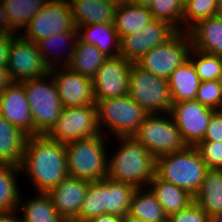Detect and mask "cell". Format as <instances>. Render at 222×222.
Segmentation results:
<instances>
[{
  "label": "cell",
  "instance_id": "cell-16",
  "mask_svg": "<svg viewBox=\"0 0 222 222\" xmlns=\"http://www.w3.org/2000/svg\"><path fill=\"white\" fill-rule=\"evenodd\" d=\"M63 107L96 105L92 79L67 66L50 69Z\"/></svg>",
  "mask_w": 222,
  "mask_h": 222
},
{
  "label": "cell",
  "instance_id": "cell-51",
  "mask_svg": "<svg viewBox=\"0 0 222 222\" xmlns=\"http://www.w3.org/2000/svg\"><path fill=\"white\" fill-rule=\"evenodd\" d=\"M217 4H218L219 11H221L222 10V0H217Z\"/></svg>",
  "mask_w": 222,
  "mask_h": 222
},
{
  "label": "cell",
  "instance_id": "cell-50",
  "mask_svg": "<svg viewBox=\"0 0 222 222\" xmlns=\"http://www.w3.org/2000/svg\"><path fill=\"white\" fill-rule=\"evenodd\" d=\"M105 2L111 3L113 5L120 6L121 4L127 2V0H104Z\"/></svg>",
  "mask_w": 222,
  "mask_h": 222
},
{
  "label": "cell",
  "instance_id": "cell-34",
  "mask_svg": "<svg viewBox=\"0 0 222 222\" xmlns=\"http://www.w3.org/2000/svg\"><path fill=\"white\" fill-rule=\"evenodd\" d=\"M106 178L90 181L78 217L73 222H86L92 217L105 214Z\"/></svg>",
  "mask_w": 222,
  "mask_h": 222
},
{
  "label": "cell",
  "instance_id": "cell-15",
  "mask_svg": "<svg viewBox=\"0 0 222 222\" xmlns=\"http://www.w3.org/2000/svg\"><path fill=\"white\" fill-rule=\"evenodd\" d=\"M133 63L123 57L108 58L92 78L94 98H117L129 94V75Z\"/></svg>",
  "mask_w": 222,
  "mask_h": 222
},
{
  "label": "cell",
  "instance_id": "cell-1",
  "mask_svg": "<svg viewBox=\"0 0 222 222\" xmlns=\"http://www.w3.org/2000/svg\"><path fill=\"white\" fill-rule=\"evenodd\" d=\"M20 169L31 179L37 192L48 193L68 176L66 145L47 135L28 137Z\"/></svg>",
  "mask_w": 222,
  "mask_h": 222
},
{
  "label": "cell",
  "instance_id": "cell-28",
  "mask_svg": "<svg viewBox=\"0 0 222 222\" xmlns=\"http://www.w3.org/2000/svg\"><path fill=\"white\" fill-rule=\"evenodd\" d=\"M146 188L142 187L135 190L131 199L129 214L143 222H167L168 216L163 207L152 191L148 187Z\"/></svg>",
  "mask_w": 222,
  "mask_h": 222
},
{
  "label": "cell",
  "instance_id": "cell-38",
  "mask_svg": "<svg viewBox=\"0 0 222 222\" xmlns=\"http://www.w3.org/2000/svg\"><path fill=\"white\" fill-rule=\"evenodd\" d=\"M195 100L215 110H222L221 80L202 81L198 87Z\"/></svg>",
  "mask_w": 222,
  "mask_h": 222
},
{
  "label": "cell",
  "instance_id": "cell-26",
  "mask_svg": "<svg viewBox=\"0 0 222 222\" xmlns=\"http://www.w3.org/2000/svg\"><path fill=\"white\" fill-rule=\"evenodd\" d=\"M194 201L209 217L222 213V170L208 169Z\"/></svg>",
  "mask_w": 222,
  "mask_h": 222
},
{
  "label": "cell",
  "instance_id": "cell-40",
  "mask_svg": "<svg viewBox=\"0 0 222 222\" xmlns=\"http://www.w3.org/2000/svg\"><path fill=\"white\" fill-rule=\"evenodd\" d=\"M209 216L194 201L185 209L168 216L167 222H208Z\"/></svg>",
  "mask_w": 222,
  "mask_h": 222
},
{
  "label": "cell",
  "instance_id": "cell-17",
  "mask_svg": "<svg viewBox=\"0 0 222 222\" xmlns=\"http://www.w3.org/2000/svg\"><path fill=\"white\" fill-rule=\"evenodd\" d=\"M0 115L28 137L40 135L34 128L23 85L12 82L0 93Z\"/></svg>",
  "mask_w": 222,
  "mask_h": 222
},
{
  "label": "cell",
  "instance_id": "cell-43",
  "mask_svg": "<svg viewBox=\"0 0 222 222\" xmlns=\"http://www.w3.org/2000/svg\"><path fill=\"white\" fill-rule=\"evenodd\" d=\"M0 34L4 35L16 34L9 25V20L1 1H0Z\"/></svg>",
  "mask_w": 222,
  "mask_h": 222
},
{
  "label": "cell",
  "instance_id": "cell-7",
  "mask_svg": "<svg viewBox=\"0 0 222 222\" xmlns=\"http://www.w3.org/2000/svg\"><path fill=\"white\" fill-rule=\"evenodd\" d=\"M96 106L99 130L104 135L103 126L116 137L133 136L147 115L129 95L99 100Z\"/></svg>",
  "mask_w": 222,
  "mask_h": 222
},
{
  "label": "cell",
  "instance_id": "cell-44",
  "mask_svg": "<svg viewBox=\"0 0 222 222\" xmlns=\"http://www.w3.org/2000/svg\"><path fill=\"white\" fill-rule=\"evenodd\" d=\"M123 217L113 214H101L87 220L86 222H122Z\"/></svg>",
  "mask_w": 222,
  "mask_h": 222
},
{
  "label": "cell",
  "instance_id": "cell-13",
  "mask_svg": "<svg viewBox=\"0 0 222 222\" xmlns=\"http://www.w3.org/2000/svg\"><path fill=\"white\" fill-rule=\"evenodd\" d=\"M177 32L170 24L154 19L144 28L120 38V57L136 63L149 50L166 43Z\"/></svg>",
  "mask_w": 222,
  "mask_h": 222
},
{
  "label": "cell",
  "instance_id": "cell-21",
  "mask_svg": "<svg viewBox=\"0 0 222 222\" xmlns=\"http://www.w3.org/2000/svg\"><path fill=\"white\" fill-rule=\"evenodd\" d=\"M188 33L192 48L222 57V20L218 15L198 22Z\"/></svg>",
  "mask_w": 222,
  "mask_h": 222
},
{
  "label": "cell",
  "instance_id": "cell-36",
  "mask_svg": "<svg viewBox=\"0 0 222 222\" xmlns=\"http://www.w3.org/2000/svg\"><path fill=\"white\" fill-rule=\"evenodd\" d=\"M218 12L217 0H185L182 31L188 32L198 22L215 17Z\"/></svg>",
  "mask_w": 222,
  "mask_h": 222
},
{
  "label": "cell",
  "instance_id": "cell-27",
  "mask_svg": "<svg viewBox=\"0 0 222 222\" xmlns=\"http://www.w3.org/2000/svg\"><path fill=\"white\" fill-rule=\"evenodd\" d=\"M107 59L108 57L96 46L84 43L78 38L67 67L72 71L92 79Z\"/></svg>",
  "mask_w": 222,
  "mask_h": 222
},
{
  "label": "cell",
  "instance_id": "cell-35",
  "mask_svg": "<svg viewBox=\"0 0 222 222\" xmlns=\"http://www.w3.org/2000/svg\"><path fill=\"white\" fill-rule=\"evenodd\" d=\"M188 59L192 62L201 82L221 80L222 57L192 48Z\"/></svg>",
  "mask_w": 222,
  "mask_h": 222
},
{
  "label": "cell",
  "instance_id": "cell-45",
  "mask_svg": "<svg viewBox=\"0 0 222 222\" xmlns=\"http://www.w3.org/2000/svg\"><path fill=\"white\" fill-rule=\"evenodd\" d=\"M12 83L7 68H0V93Z\"/></svg>",
  "mask_w": 222,
  "mask_h": 222
},
{
  "label": "cell",
  "instance_id": "cell-25",
  "mask_svg": "<svg viewBox=\"0 0 222 222\" xmlns=\"http://www.w3.org/2000/svg\"><path fill=\"white\" fill-rule=\"evenodd\" d=\"M200 83V78L188 59L168 79L172 103L195 100Z\"/></svg>",
  "mask_w": 222,
  "mask_h": 222
},
{
  "label": "cell",
  "instance_id": "cell-19",
  "mask_svg": "<svg viewBox=\"0 0 222 222\" xmlns=\"http://www.w3.org/2000/svg\"><path fill=\"white\" fill-rule=\"evenodd\" d=\"M77 32L82 42L96 46L106 57H120V38L114 23L78 26Z\"/></svg>",
  "mask_w": 222,
  "mask_h": 222
},
{
  "label": "cell",
  "instance_id": "cell-23",
  "mask_svg": "<svg viewBox=\"0 0 222 222\" xmlns=\"http://www.w3.org/2000/svg\"><path fill=\"white\" fill-rule=\"evenodd\" d=\"M154 20L148 6L125 2L116 7L114 27L119 38L144 28Z\"/></svg>",
  "mask_w": 222,
  "mask_h": 222
},
{
  "label": "cell",
  "instance_id": "cell-8",
  "mask_svg": "<svg viewBox=\"0 0 222 222\" xmlns=\"http://www.w3.org/2000/svg\"><path fill=\"white\" fill-rule=\"evenodd\" d=\"M162 116L147 114L133 135L155 158L187 147L172 116Z\"/></svg>",
  "mask_w": 222,
  "mask_h": 222
},
{
  "label": "cell",
  "instance_id": "cell-3",
  "mask_svg": "<svg viewBox=\"0 0 222 222\" xmlns=\"http://www.w3.org/2000/svg\"><path fill=\"white\" fill-rule=\"evenodd\" d=\"M208 168L195 146L156 158L155 174L189 192L192 196L198 192Z\"/></svg>",
  "mask_w": 222,
  "mask_h": 222
},
{
  "label": "cell",
  "instance_id": "cell-32",
  "mask_svg": "<svg viewBox=\"0 0 222 222\" xmlns=\"http://www.w3.org/2000/svg\"><path fill=\"white\" fill-rule=\"evenodd\" d=\"M20 165L0 164V212L18 210L20 193L17 176ZM17 174V175H15Z\"/></svg>",
  "mask_w": 222,
  "mask_h": 222
},
{
  "label": "cell",
  "instance_id": "cell-12",
  "mask_svg": "<svg viewBox=\"0 0 222 222\" xmlns=\"http://www.w3.org/2000/svg\"><path fill=\"white\" fill-rule=\"evenodd\" d=\"M12 82L39 78L50 73V68L39 53L37 44L18 35L13 41L7 64Z\"/></svg>",
  "mask_w": 222,
  "mask_h": 222
},
{
  "label": "cell",
  "instance_id": "cell-9",
  "mask_svg": "<svg viewBox=\"0 0 222 222\" xmlns=\"http://www.w3.org/2000/svg\"><path fill=\"white\" fill-rule=\"evenodd\" d=\"M191 49L192 42L189 33L178 31L166 43L149 50L136 64L168 80L171 74L188 60Z\"/></svg>",
  "mask_w": 222,
  "mask_h": 222
},
{
  "label": "cell",
  "instance_id": "cell-18",
  "mask_svg": "<svg viewBox=\"0 0 222 222\" xmlns=\"http://www.w3.org/2000/svg\"><path fill=\"white\" fill-rule=\"evenodd\" d=\"M90 181L67 176L47 194L52 199L58 214L73 222L79 215Z\"/></svg>",
  "mask_w": 222,
  "mask_h": 222
},
{
  "label": "cell",
  "instance_id": "cell-42",
  "mask_svg": "<svg viewBox=\"0 0 222 222\" xmlns=\"http://www.w3.org/2000/svg\"><path fill=\"white\" fill-rule=\"evenodd\" d=\"M18 35V33L8 35L0 34V68H7L12 41Z\"/></svg>",
  "mask_w": 222,
  "mask_h": 222
},
{
  "label": "cell",
  "instance_id": "cell-11",
  "mask_svg": "<svg viewBox=\"0 0 222 222\" xmlns=\"http://www.w3.org/2000/svg\"><path fill=\"white\" fill-rule=\"evenodd\" d=\"M100 133L97 106L88 105L63 107L56 124L46 135L50 139L66 144Z\"/></svg>",
  "mask_w": 222,
  "mask_h": 222
},
{
  "label": "cell",
  "instance_id": "cell-30",
  "mask_svg": "<svg viewBox=\"0 0 222 222\" xmlns=\"http://www.w3.org/2000/svg\"><path fill=\"white\" fill-rule=\"evenodd\" d=\"M77 40H78V32L77 31H66V32H62L58 35H54L49 38L42 39V40L36 42V44H37L39 53L43 56L44 61L51 69V68L57 67V64L59 65V63H60L59 61H61V59L63 58L62 57L63 55H61L62 51L61 52L59 51L60 55H61L60 56L57 51L58 50L57 46H59V48L61 47V49H64L61 45L66 43L67 44L66 47H68V44H70V46H69L70 48L68 47V50L66 51L67 52V54L65 55L66 58L62 59L63 66H67L71 60L72 54H73L74 49L76 47ZM66 44H64L63 46L65 47ZM53 48L54 49L56 48L57 50L54 51ZM51 51L52 52L54 51V53H52ZM50 52L52 53V56L54 55L58 59H55V57H54L53 60H51L52 57H50L51 56ZM63 52L65 53V51H63ZM54 59L58 63L54 64L53 63V61L55 62ZM57 60H59V61H57Z\"/></svg>",
  "mask_w": 222,
  "mask_h": 222
},
{
  "label": "cell",
  "instance_id": "cell-22",
  "mask_svg": "<svg viewBox=\"0 0 222 222\" xmlns=\"http://www.w3.org/2000/svg\"><path fill=\"white\" fill-rule=\"evenodd\" d=\"M147 187L156 196L167 216L185 209L194 202V196L189 192L160 179L156 174Z\"/></svg>",
  "mask_w": 222,
  "mask_h": 222
},
{
  "label": "cell",
  "instance_id": "cell-10",
  "mask_svg": "<svg viewBox=\"0 0 222 222\" xmlns=\"http://www.w3.org/2000/svg\"><path fill=\"white\" fill-rule=\"evenodd\" d=\"M19 34L27 40L38 42L66 31H77L68 0H48Z\"/></svg>",
  "mask_w": 222,
  "mask_h": 222
},
{
  "label": "cell",
  "instance_id": "cell-49",
  "mask_svg": "<svg viewBox=\"0 0 222 222\" xmlns=\"http://www.w3.org/2000/svg\"><path fill=\"white\" fill-rule=\"evenodd\" d=\"M208 222H222V213L210 216Z\"/></svg>",
  "mask_w": 222,
  "mask_h": 222
},
{
  "label": "cell",
  "instance_id": "cell-39",
  "mask_svg": "<svg viewBox=\"0 0 222 222\" xmlns=\"http://www.w3.org/2000/svg\"><path fill=\"white\" fill-rule=\"evenodd\" d=\"M195 147L208 169L222 170V141H200Z\"/></svg>",
  "mask_w": 222,
  "mask_h": 222
},
{
  "label": "cell",
  "instance_id": "cell-31",
  "mask_svg": "<svg viewBox=\"0 0 222 222\" xmlns=\"http://www.w3.org/2000/svg\"><path fill=\"white\" fill-rule=\"evenodd\" d=\"M137 188L106 177L105 213L123 217L129 213L130 203Z\"/></svg>",
  "mask_w": 222,
  "mask_h": 222
},
{
  "label": "cell",
  "instance_id": "cell-5",
  "mask_svg": "<svg viewBox=\"0 0 222 222\" xmlns=\"http://www.w3.org/2000/svg\"><path fill=\"white\" fill-rule=\"evenodd\" d=\"M20 83L29 102L34 128L40 135H46L63 109L55 82L49 73Z\"/></svg>",
  "mask_w": 222,
  "mask_h": 222
},
{
  "label": "cell",
  "instance_id": "cell-6",
  "mask_svg": "<svg viewBox=\"0 0 222 222\" xmlns=\"http://www.w3.org/2000/svg\"><path fill=\"white\" fill-rule=\"evenodd\" d=\"M128 95L147 114L165 112L168 115L173 105L168 80L142 69L136 63L130 69Z\"/></svg>",
  "mask_w": 222,
  "mask_h": 222
},
{
  "label": "cell",
  "instance_id": "cell-37",
  "mask_svg": "<svg viewBox=\"0 0 222 222\" xmlns=\"http://www.w3.org/2000/svg\"><path fill=\"white\" fill-rule=\"evenodd\" d=\"M185 0H153L148 6L154 19L164 21L177 31H182V16Z\"/></svg>",
  "mask_w": 222,
  "mask_h": 222
},
{
  "label": "cell",
  "instance_id": "cell-20",
  "mask_svg": "<svg viewBox=\"0 0 222 222\" xmlns=\"http://www.w3.org/2000/svg\"><path fill=\"white\" fill-rule=\"evenodd\" d=\"M76 28L114 23L116 6L104 0H68Z\"/></svg>",
  "mask_w": 222,
  "mask_h": 222
},
{
  "label": "cell",
  "instance_id": "cell-14",
  "mask_svg": "<svg viewBox=\"0 0 222 222\" xmlns=\"http://www.w3.org/2000/svg\"><path fill=\"white\" fill-rule=\"evenodd\" d=\"M216 110L197 100L173 103L168 116H172L187 146L203 141L209 120Z\"/></svg>",
  "mask_w": 222,
  "mask_h": 222
},
{
  "label": "cell",
  "instance_id": "cell-48",
  "mask_svg": "<svg viewBox=\"0 0 222 222\" xmlns=\"http://www.w3.org/2000/svg\"><path fill=\"white\" fill-rule=\"evenodd\" d=\"M153 0H127L128 3L149 6Z\"/></svg>",
  "mask_w": 222,
  "mask_h": 222
},
{
  "label": "cell",
  "instance_id": "cell-47",
  "mask_svg": "<svg viewBox=\"0 0 222 222\" xmlns=\"http://www.w3.org/2000/svg\"><path fill=\"white\" fill-rule=\"evenodd\" d=\"M122 222H143L141 219L130 215L129 213L123 216Z\"/></svg>",
  "mask_w": 222,
  "mask_h": 222
},
{
  "label": "cell",
  "instance_id": "cell-33",
  "mask_svg": "<svg viewBox=\"0 0 222 222\" xmlns=\"http://www.w3.org/2000/svg\"><path fill=\"white\" fill-rule=\"evenodd\" d=\"M7 14L9 25L16 33L25 28L32 17L48 0H0Z\"/></svg>",
  "mask_w": 222,
  "mask_h": 222
},
{
  "label": "cell",
  "instance_id": "cell-41",
  "mask_svg": "<svg viewBox=\"0 0 222 222\" xmlns=\"http://www.w3.org/2000/svg\"><path fill=\"white\" fill-rule=\"evenodd\" d=\"M203 141H222V110H216L212 114Z\"/></svg>",
  "mask_w": 222,
  "mask_h": 222
},
{
  "label": "cell",
  "instance_id": "cell-4",
  "mask_svg": "<svg viewBox=\"0 0 222 222\" xmlns=\"http://www.w3.org/2000/svg\"><path fill=\"white\" fill-rule=\"evenodd\" d=\"M104 134L66 143L68 175L88 181L107 177L108 158Z\"/></svg>",
  "mask_w": 222,
  "mask_h": 222
},
{
  "label": "cell",
  "instance_id": "cell-24",
  "mask_svg": "<svg viewBox=\"0 0 222 222\" xmlns=\"http://www.w3.org/2000/svg\"><path fill=\"white\" fill-rule=\"evenodd\" d=\"M27 138L0 115V164L20 165Z\"/></svg>",
  "mask_w": 222,
  "mask_h": 222
},
{
  "label": "cell",
  "instance_id": "cell-52",
  "mask_svg": "<svg viewBox=\"0 0 222 222\" xmlns=\"http://www.w3.org/2000/svg\"><path fill=\"white\" fill-rule=\"evenodd\" d=\"M218 16L222 20V10L218 12Z\"/></svg>",
  "mask_w": 222,
  "mask_h": 222
},
{
  "label": "cell",
  "instance_id": "cell-29",
  "mask_svg": "<svg viewBox=\"0 0 222 222\" xmlns=\"http://www.w3.org/2000/svg\"><path fill=\"white\" fill-rule=\"evenodd\" d=\"M19 200L20 210L23 211L22 222H66L59 214L52 199L47 193H38L36 197L29 199L27 202Z\"/></svg>",
  "mask_w": 222,
  "mask_h": 222
},
{
  "label": "cell",
  "instance_id": "cell-2",
  "mask_svg": "<svg viewBox=\"0 0 222 222\" xmlns=\"http://www.w3.org/2000/svg\"><path fill=\"white\" fill-rule=\"evenodd\" d=\"M117 139L121 146L108 160L107 177L146 188L155 176L156 158L133 136Z\"/></svg>",
  "mask_w": 222,
  "mask_h": 222
},
{
  "label": "cell",
  "instance_id": "cell-46",
  "mask_svg": "<svg viewBox=\"0 0 222 222\" xmlns=\"http://www.w3.org/2000/svg\"><path fill=\"white\" fill-rule=\"evenodd\" d=\"M16 211L18 210L9 211V212H0V222H22L21 217L16 216Z\"/></svg>",
  "mask_w": 222,
  "mask_h": 222
}]
</instances>
